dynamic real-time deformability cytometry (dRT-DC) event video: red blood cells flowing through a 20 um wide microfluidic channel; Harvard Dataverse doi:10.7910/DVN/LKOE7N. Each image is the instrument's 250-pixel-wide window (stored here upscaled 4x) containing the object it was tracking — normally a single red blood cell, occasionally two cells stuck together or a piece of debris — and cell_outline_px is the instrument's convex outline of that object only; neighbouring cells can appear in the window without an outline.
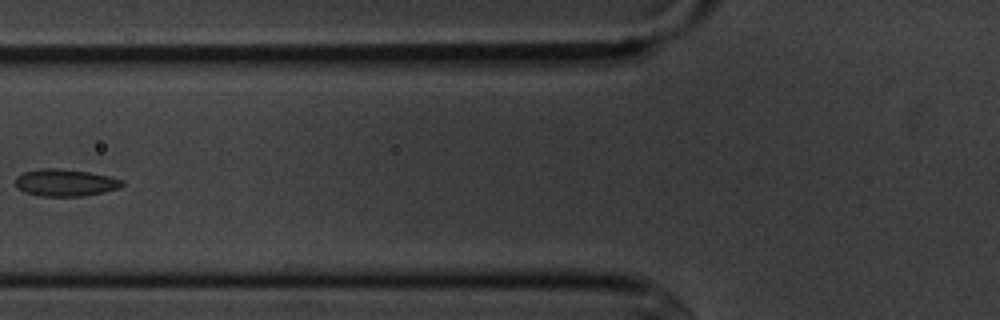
{"species": "common noctule bat (a hibernating species)", "species_latin": "Nyctalus noctula", "temperature_condition": "cold", "stored_images_in_passage": 5, "camera_frame_rate_fps": 3000, "um_per_image_px": 0.085, "animal": {"sex": "male", "body_mass_g": 20.1, "forearm_length_mm": 53.5}, "frame": {"image": 1, "passage_image": 4, "time_ms": 3.333, "image_size_px": [1000, 320], "cell_outline_px": [[124, 184], [120, 188], [104, 192], [80, 196], [40, 196], [24, 192], [16, 188], [16, 176], [24, 172], [44, 168], [60, 168], [88, 172], [108, 176], [124, 180]], "centroid_in_image_um": [5.54, 15.53], "position_along_channel_um": 120.3, "area_um2": 16.88}}
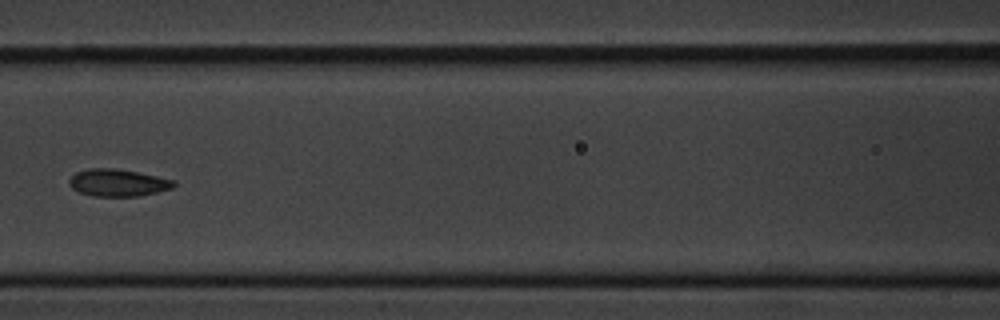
{"frame": {"image": 2, "passage_image": 5, "time_ms": 4.333, "image_size_px": [1000, 320], "cell_outline_px": [[176, 184], [172, 188], [156, 192], [136, 196], [92, 196], [80, 192], [72, 188], [68, 184], [68, 180], [76, 172], [88, 168], [116, 168], [176, 180]], "centroid_in_image_um": [10.0, 15.52], "position_along_channel_um": 156.6, "area_um2": 16.53}}